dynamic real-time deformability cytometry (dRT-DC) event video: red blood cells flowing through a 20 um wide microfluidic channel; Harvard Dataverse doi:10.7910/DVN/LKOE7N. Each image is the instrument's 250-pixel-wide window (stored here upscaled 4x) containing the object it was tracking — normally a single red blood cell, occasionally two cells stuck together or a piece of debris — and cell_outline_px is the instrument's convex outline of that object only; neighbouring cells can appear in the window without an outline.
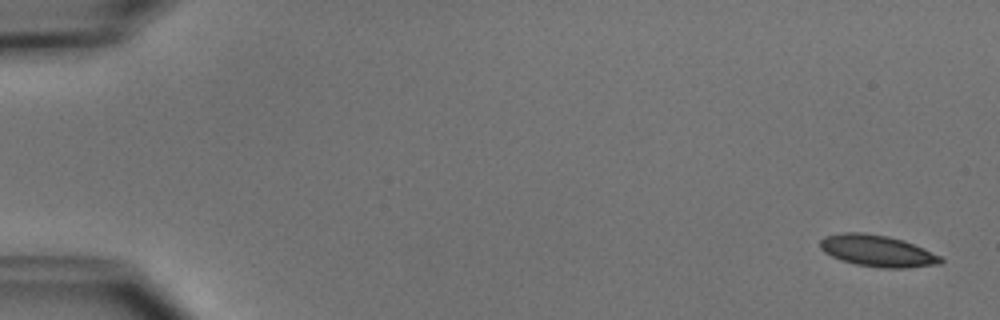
{"species": "common noctule bat (a hibernating species)", "species_latin": "Nyctalus noctula", "temperature_condition": "cold", "stored_images_in_passage": 5, "camera_frame_rate_fps": 3000, "um_per_image_px": 0.085, "animal": {"sex": "male", "body_mass_g": 15.6}, "frame": {"image": 1, "passage_image": 1, "time_ms": 0.0, "image_size_px": [1000, 320], "cell_outline_px": [[944, 260], [940, 264], [904, 268], [880, 268], [856, 264], [832, 256], [824, 252], [820, 248], [820, 240], [824, 236], [844, 232], [864, 232], [888, 236], [904, 240], [924, 248], [940, 256]], "centroid_in_image_um": [74.58, 21.31], "position_along_channel_um": 10.4, "area_um2": 22.2}}
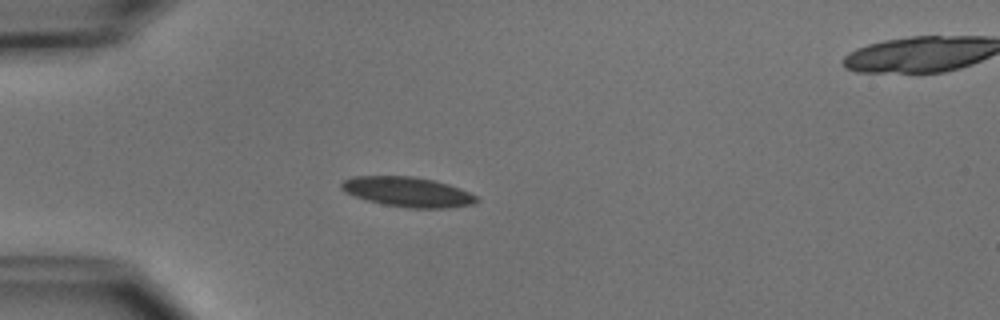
{"frame": {"image": 2, "passage_image": 4, "time_ms": 4.333, "image_size_px": [1000, 320], "cell_outline_px": [[480, 200], [476, 204], [452, 208], [408, 208], [384, 204], [368, 200], [344, 192], [340, 188], [340, 184], [344, 180], [352, 176], [412, 176], [432, 180], [448, 184], [460, 188], [476, 196]], "centroid_in_image_um": [34.68, 16.32], "position_along_channel_um": 50.3, "area_um2": 23.58}}